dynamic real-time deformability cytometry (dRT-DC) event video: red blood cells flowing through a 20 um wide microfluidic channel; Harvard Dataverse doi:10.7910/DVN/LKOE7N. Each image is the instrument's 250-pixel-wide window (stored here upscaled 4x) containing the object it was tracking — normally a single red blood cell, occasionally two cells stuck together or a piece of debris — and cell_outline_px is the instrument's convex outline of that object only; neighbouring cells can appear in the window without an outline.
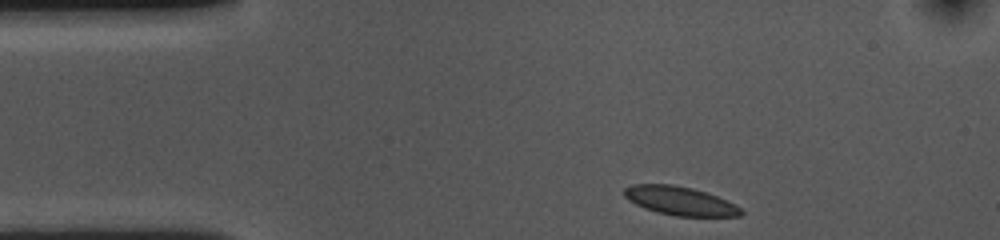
{"species": "common noctule bat (a hibernating species)", "species_latin": "Nyctalus noctula", "temperature_condition": "cold", "stored_images_in_passage": 36, "camera_frame_rate_fps": 3000, "um_per_image_px": 0.085, "animal": {"sex": "female", "body_mass_g": 10.0, "forearm_length_mm": 53.1}, "frame": {"image": 1, "passage_image": 1, "time_ms": 0.0, "image_size_px": [1000, 240], "cell_outline_px": [[744, 212], [740, 216], [676, 216], [656, 212], [644, 208], [628, 200], [624, 196], [624, 188], [632, 184], [672, 184], [692, 188], [716, 196], [740, 208]], "centroid_in_image_um": [57.74, 17.07], "position_along_channel_um": 27.3, "area_um2": 19.31}}
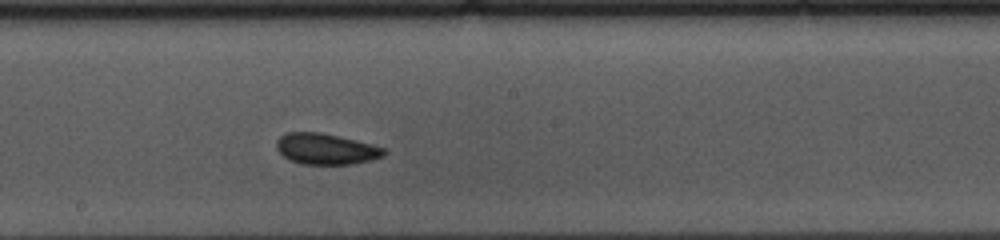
{"frame": {"image": 2, "passage_image": 21, "time_ms": 6.667, "image_size_px": [1000, 240], "cell_outline_px": [[388, 152], [384, 156], [372, 160], [352, 164], [300, 164], [288, 160], [276, 148], [276, 140], [284, 132], [320, 132], [356, 140], [372, 144], [384, 148]], "centroid_in_image_um": [27.7, 12.66], "position_along_channel_um": 220.5, "area_um2": 19.59}}
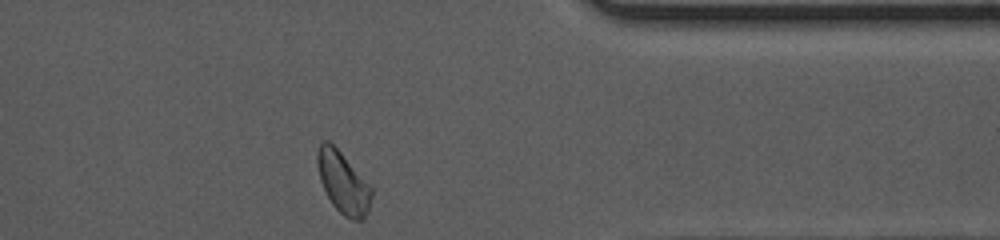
{"frame": {"image": 3, "passage_image": 36, "time_ms": 11.667, "image_size_px": [1000, 240], "cell_outline_px": [[372, 196], [368, 208], [364, 216], [360, 220], [352, 220], [344, 216], [332, 204], [320, 180], [316, 160], [316, 152], [320, 140], [328, 140], [340, 152], [372, 188]], "centroid_in_image_um": [29.12, 15.49], "position_along_channel_um": 382.3, "area_um2": 19.07}, "authors_computed_cell_mechanics": {"area_um2": 19.2474, "velocity_mm_per_s": 3.576, "shape_relaxation_time_tau1_ms": 4.7857, "shape_relaxation_time_tau2_ms": 2.4114, "deformation_change_tau1": 0.0867, "deformation_change_tau2": 0.0562}}